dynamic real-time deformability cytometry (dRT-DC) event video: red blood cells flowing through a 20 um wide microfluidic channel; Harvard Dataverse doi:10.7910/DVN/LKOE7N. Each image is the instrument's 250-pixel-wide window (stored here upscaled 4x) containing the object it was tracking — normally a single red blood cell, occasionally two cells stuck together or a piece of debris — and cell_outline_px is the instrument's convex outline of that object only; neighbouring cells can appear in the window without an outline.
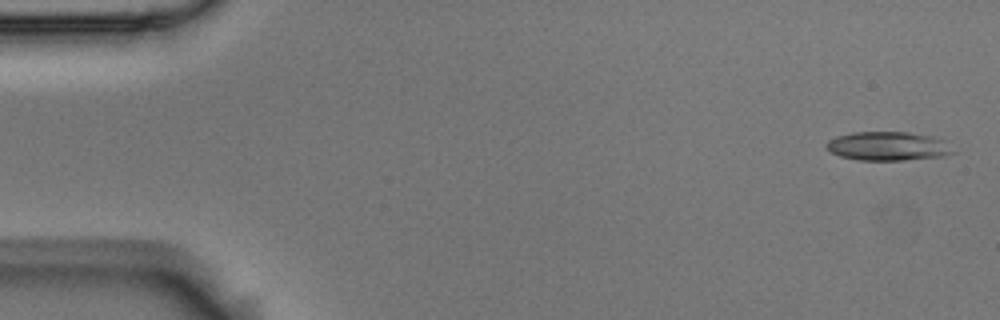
{"species": "Egyptian fruit bat (a non-hibernating species)", "species_latin": "Rousettus aegyptiacus", "temperature_condition": "room temperature", "stored_images_in_passage": 5, "camera_frame_rate_fps": 3000, "um_per_image_px": 0.085, "animal": {"sex": "male"}, "frame": {"image": 1, "passage_image": 1, "time_ms": 0.0, "image_size_px": [1000, 320], "cell_outline_px": [[956, 152], [940, 156], [904, 160], [860, 160], [840, 156], [832, 152], [824, 144], [828, 140], [836, 136], [852, 132], [908, 132], [932, 136], [944, 140]], "centroid_in_image_um": [75.46, 12.41], "position_along_channel_um": 9.5, "area_um2": 21.21}}
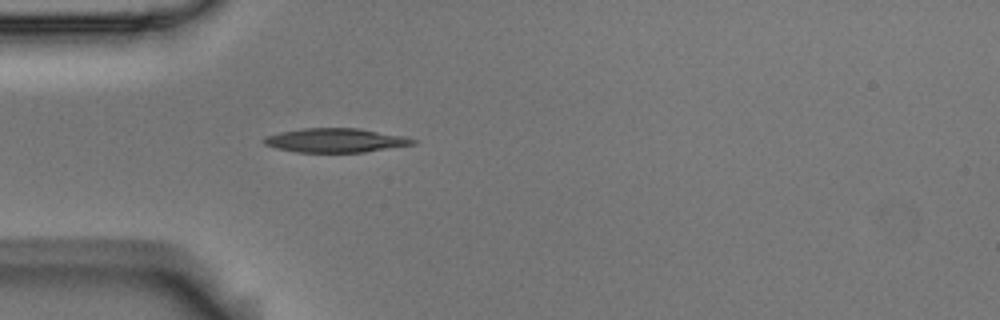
{"frame": {"image": 2, "passage_image": 5, "time_ms": 1.333, "image_size_px": [1000, 320], "cell_outline_px": [[420, 140], [416, 144], [364, 152], [296, 152], [276, 148], [264, 144], [260, 140], [264, 136], [280, 132], [304, 128], [360, 128], [404, 136]], "centroid_in_image_um": [28.53, 11.92], "position_along_channel_um": 56.5, "area_um2": 21.1}}